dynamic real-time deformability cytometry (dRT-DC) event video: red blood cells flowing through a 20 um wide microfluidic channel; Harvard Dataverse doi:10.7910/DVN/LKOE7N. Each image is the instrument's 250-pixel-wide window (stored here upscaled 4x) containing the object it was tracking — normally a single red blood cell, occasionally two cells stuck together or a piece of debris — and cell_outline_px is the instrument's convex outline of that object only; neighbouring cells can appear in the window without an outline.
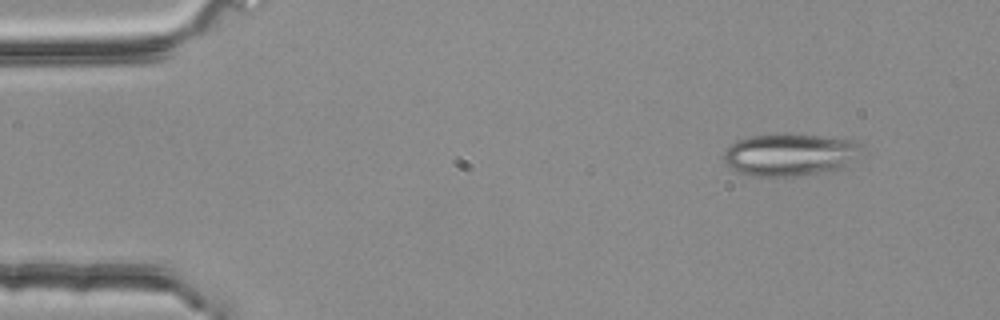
{"species": "common noctule bat (a hibernating species)", "species_latin": "Nyctalus noctula", "temperature_condition": "room temperature", "stored_images_in_passage": 4, "segment_of_instrument_passage": [1, 2], "camera_frame_rate_fps": 3000, "um_per_image_px": 0.085, "animal": {"sex": "female", "body_mass_g": 25.1}, "frame": {"image": 1, "passage_image": 1, "time_ms": 0.0, "image_size_px": [1000, 320], "cell_outline_px": [[860, 144], [844, 168], [836, 172], [804, 176], [752, 176], [740, 172], [724, 164], [724, 152], [728, 144], [736, 140], [748, 136], [784, 132], [788, 132], [856, 140]], "centroid_in_image_um": [67.07, 13.14], "position_along_channel_um": 17.9, "area_um2": 34.68}}